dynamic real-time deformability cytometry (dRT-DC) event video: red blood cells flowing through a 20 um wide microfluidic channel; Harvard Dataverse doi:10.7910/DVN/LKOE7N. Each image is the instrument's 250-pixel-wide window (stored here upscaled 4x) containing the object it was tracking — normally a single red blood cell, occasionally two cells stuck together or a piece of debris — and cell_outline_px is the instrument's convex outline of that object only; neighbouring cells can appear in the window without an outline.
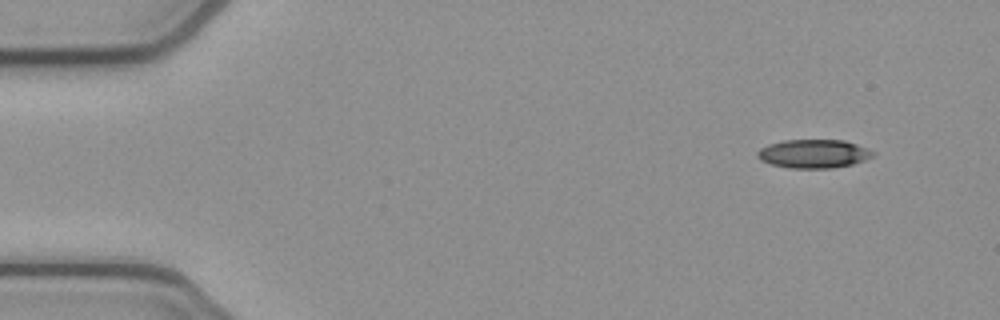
{"species": "common noctule bat (a hibernating species)", "species_latin": "Nyctalus noctula", "temperature_condition": "cold", "stored_images_in_passage": 50, "camera_frame_rate_fps": 3000, "um_per_image_px": 0.085, "animal": {"sex": "female", "body_mass_g": 21.9}, "frame": {"image": 1, "passage_image": 1, "time_ms": 0.0, "image_size_px": [1000, 320], "cell_outline_px": [[876, 152], [872, 156], [864, 160], [852, 164], [832, 168], [788, 168], [772, 164], [760, 160], [756, 156], [756, 152], [760, 148], [768, 144], [784, 140], [844, 140], [868, 148]], "centroid_in_image_um": [69.14, 13.06], "position_along_channel_um": 15.9, "area_um2": 19.31}}
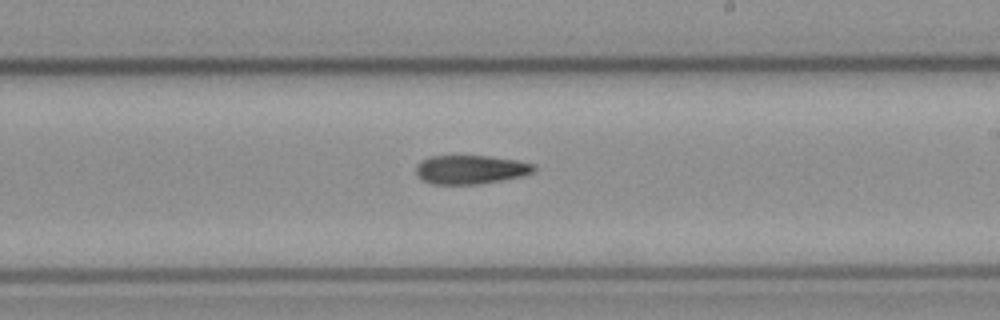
{"frame": {"image": 2, "passage_image": 27, "time_ms": 8.667, "image_size_px": [1000, 320], "cell_outline_px": [[536, 172], [524, 176], [480, 184], [428, 184], [420, 180], [416, 176], [416, 164], [420, 160], [428, 156], [488, 156], [516, 160], [536, 164]], "centroid_in_image_um": [39.98, 14.42], "position_along_channel_um": 249.0, "area_um2": 20.29}}
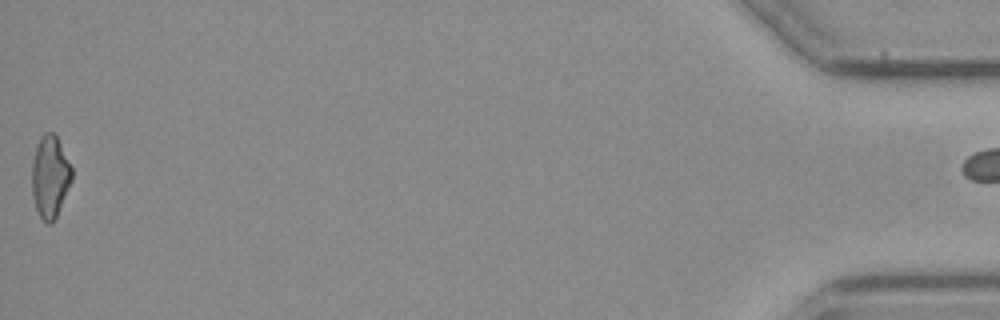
{"frame": {"image": 3, "passage_image": 49, "time_ms": 16.0, "image_size_px": [1000, 320], "cell_outline_px": [[72, 180], [56, 216], [52, 224], [48, 224], [40, 216], [36, 208], [32, 192], [32, 160], [40, 136], [44, 132], [52, 132], [56, 136], [72, 168]], "centroid_in_image_um": [4.25, 15.0], "position_along_channel_um": 431.0, "area_um2": 18.84}}